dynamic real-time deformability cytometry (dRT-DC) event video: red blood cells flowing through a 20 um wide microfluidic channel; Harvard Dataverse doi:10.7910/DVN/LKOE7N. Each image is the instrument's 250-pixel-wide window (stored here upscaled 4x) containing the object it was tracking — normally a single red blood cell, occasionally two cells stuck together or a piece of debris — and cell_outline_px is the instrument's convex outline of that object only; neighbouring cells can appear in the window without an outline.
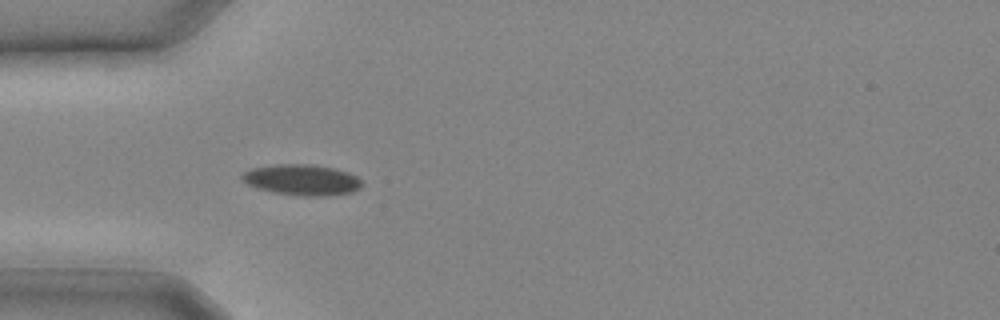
{"species": "common noctule bat (a hibernating species)", "species_latin": "Nyctalus noctula", "temperature_condition": "cold", "stored_images_in_passage": 7, "camera_frame_rate_fps": 3000, "um_per_image_px": 0.085, "animal": {"sex": "male", "body_mass_g": 20.4}, "frame": {"image": 1, "passage_image": 7, "time_ms": 2.0, "image_size_px": [1000, 320], "cell_outline_px": [[364, 184], [360, 188], [352, 192], [320, 196], [304, 196], [272, 192], [256, 188], [248, 184], [240, 176], [244, 172], [252, 168], [280, 164], [316, 164], [336, 168], [348, 172], [356, 176]], "centroid_in_image_um": [25.69, 15.28], "position_along_channel_um": 59.3, "area_um2": 21.56}}